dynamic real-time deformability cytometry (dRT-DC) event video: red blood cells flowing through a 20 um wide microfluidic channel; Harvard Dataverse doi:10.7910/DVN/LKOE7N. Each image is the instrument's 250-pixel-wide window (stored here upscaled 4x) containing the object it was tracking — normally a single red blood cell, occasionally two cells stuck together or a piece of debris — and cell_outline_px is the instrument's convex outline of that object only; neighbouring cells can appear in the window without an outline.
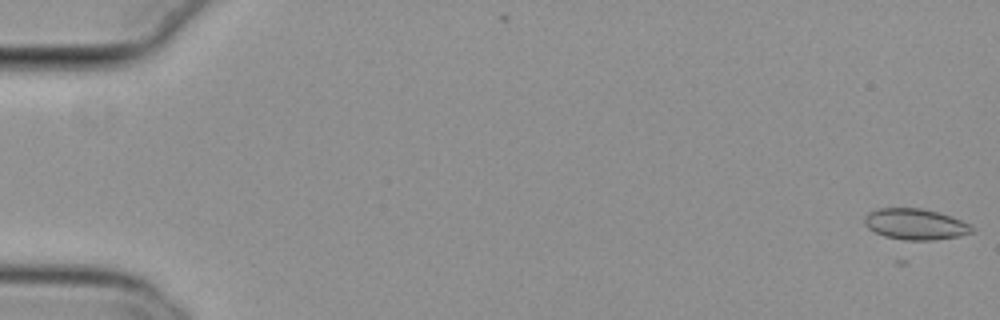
{"species": "common noctule bat (a hibernating species)", "species_latin": "Nyctalus noctula", "temperature_condition": "cold", "stored_images_in_passage": 56, "camera_frame_rate_fps": 3000, "um_per_image_px": 0.085, "animal": {"sex": "female", "body_mass_g": 29.2, "forearm_length_mm": 56.3}, "frame": {"image": 1, "passage_image": 2, "time_ms": 0.333, "image_size_px": [1000, 320], "cell_outline_px": [[976, 232], [960, 236], [932, 240], [904, 240], [884, 236], [868, 228], [864, 224], [864, 220], [868, 212], [880, 208], [920, 208], [936, 212], [960, 220], [976, 228]], "centroid_in_image_um": [77.82, 19.07], "position_along_channel_um": 7.2, "area_um2": 19.31}}
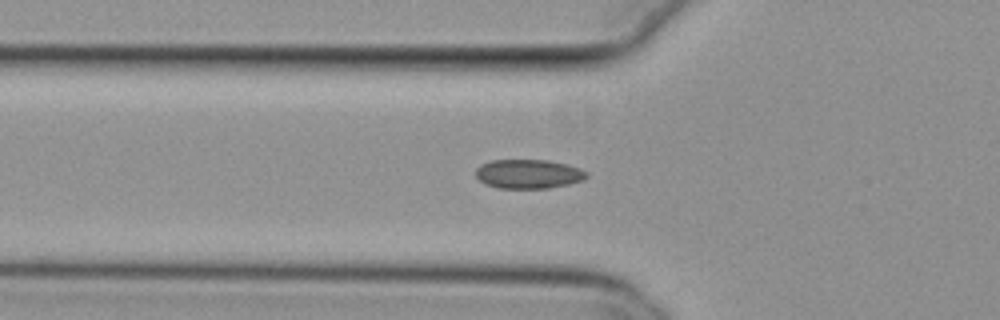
{"frame": {"image": 2, "passage_image": 21, "time_ms": 6.667, "image_size_px": [1000, 320], "cell_outline_px": [[588, 176], [584, 180], [568, 184], [548, 188], [496, 188], [484, 184], [476, 176], [476, 168], [480, 164], [492, 160], [548, 160], [568, 164], [580, 168], [588, 172]], "centroid_in_image_um": [44.92, 14.78], "position_along_channel_um": 80.9, "area_um2": 19.02}}
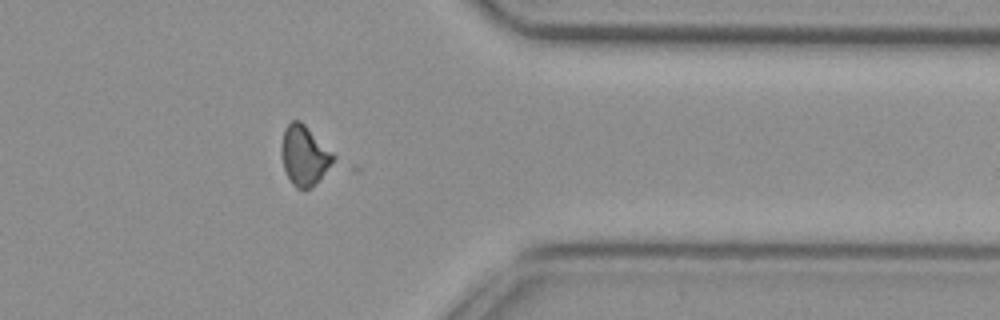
{"frame": {"image": 3, "passage_image": 46, "time_ms": 15.0, "image_size_px": [1000, 320], "cell_outline_px": [[336, 160], [320, 180], [308, 188], [296, 188], [292, 184], [284, 168], [280, 152], [280, 144], [284, 128], [292, 120], [300, 120], [336, 156]], "centroid_in_image_um": [25.86, 13.2], "position_along_channel_um": 385.5, "area_um2": 18.15}}